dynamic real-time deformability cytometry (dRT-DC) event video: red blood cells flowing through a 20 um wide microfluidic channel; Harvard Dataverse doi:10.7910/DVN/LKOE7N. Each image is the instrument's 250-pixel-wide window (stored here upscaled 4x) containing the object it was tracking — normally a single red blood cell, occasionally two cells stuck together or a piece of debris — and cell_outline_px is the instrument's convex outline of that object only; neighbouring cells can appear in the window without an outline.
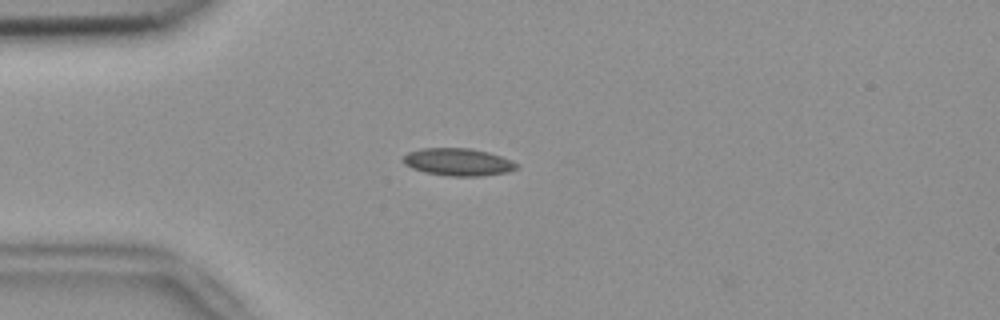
{"species": "common noctule bat (a hibernating species)", "species_latin": "Nyctalus noctula", "temperature_condition": "room temperature", "stored_images_in_passage": 44, "camera_frame_rate_fps": 3000, "um_per_image_px": 0.085, "animal": {"sex": "female", "body_mass_g": 18.4}, "frame": {"image": 1, "passage_image": 4, "time_ms": 1.0, "image_size_px": [1000, 320], "cell_outline_px": [[520, 164], [516, 168], [508, 172], [480, 176], [448, 176], [424, 172], [412, 168], [404, 164], [400, 160], [408, 152], [420, 148], [468, 148], [488, 152], [512, 160]], "centroid_in_image_um": [38.91, 13.77], "position_along_channel_um": 46.1, "area_um2": 18.26}}
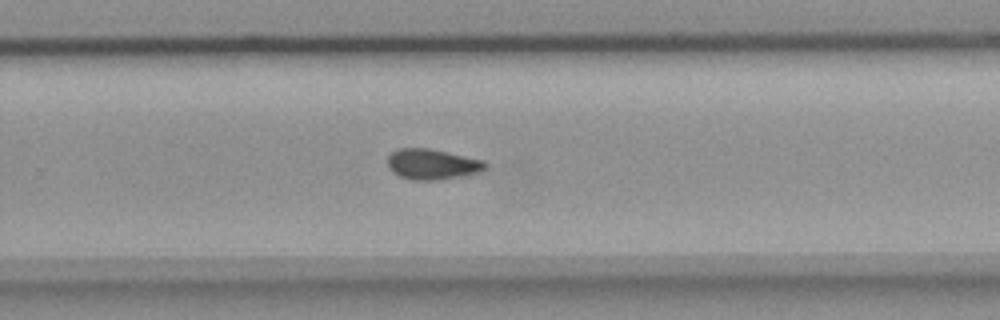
{"frame": {"image": 2, "passage_image": 25, "time_ms": 8.0, "image_size_px": [1000, 320], "cell_outline_px": [[488, 168], [480, 172], [464, 176], [440, 180], [412, 180], [400, 176], [392, 172], [388, 168], [388, 156], [392, 152], [400, 148], [428, 148], [448, 152], [484, 160], [488, 164]], "centroid_in_image_um": [36.78, 13.97], "position_along_channel_um": 293.0, "area_um2": 17.63}}
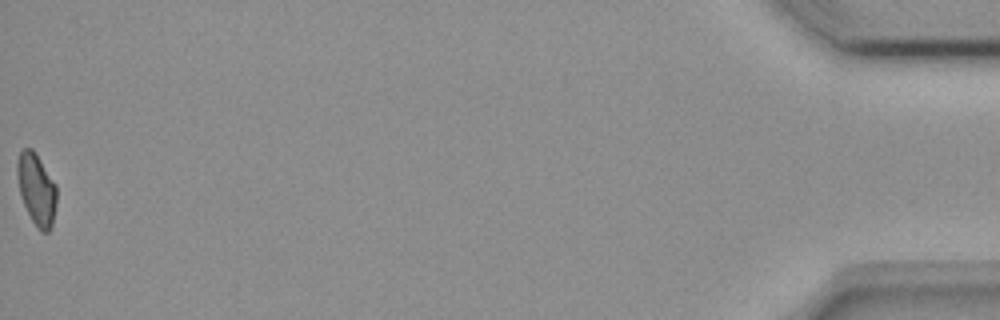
{"frame": {"image": 3, "passage_image": 44, "time_ms": 14.333, "image_size_px": [1000, 320], "cell_outline_px": [[56, 204], [52, 224], [48, 232], [40, 232], [36, 228], [24, 204], [20, 192], [16, 172], [16, 164], [20, 152], [24, 148], [32, 148], [36, 152], [56, 184]], "centroid_in_image_um": [3.11, 16.07], "position_along_channel_um": 432.1, "area_um2": 16.47}, "authors_computed_cell_mechanics": {"area_um2": 17.1955, "velocity_mm_per_s": 3.7735, "shape_relaxation_time_tau1_ms": null, "shape_relaxation_time_tau2_ms": 7.6689, "deformation_change_tau1": null, "deformation_change_tau2": 0.1152}}